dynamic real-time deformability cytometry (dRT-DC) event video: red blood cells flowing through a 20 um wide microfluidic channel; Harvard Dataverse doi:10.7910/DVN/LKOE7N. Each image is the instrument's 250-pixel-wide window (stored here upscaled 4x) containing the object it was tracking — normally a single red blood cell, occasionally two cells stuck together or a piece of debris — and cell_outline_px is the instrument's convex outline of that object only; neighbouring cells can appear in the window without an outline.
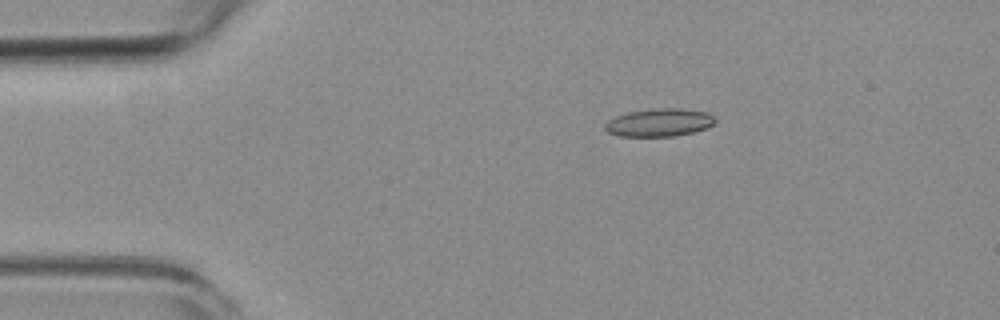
{"species": "common noctule bat (a hibernating species)", "species_latin": "Nyctalus noctula", "temperature_condition": "room temperature", "stored_images_in_passage": 4, "camera_frame_rate_fps": 3000, "um_per_image_px": 0.085, "animal": {"sex": "female", "body_mass_g": 19.3, "forearm_length_mm": 54.1}, "frame": {"image": 1, "passage_image": 1, "time_ms": 0.0, "image_size_px": [1000, 320], "cell_outline_px": [[716, 120], [712, 124], [704, 128], [692, 132], [676, 136], [620, 136], [608, 132], [604, 128], [604, 124], [608, 120], [616, 116], [628, 112], [656, 108], [676, 108], [708, 112]], "centroid_in_image_um": [56.0, 10.41], "position_along_channel_um": 29.0, "area_um2": 17.74}}
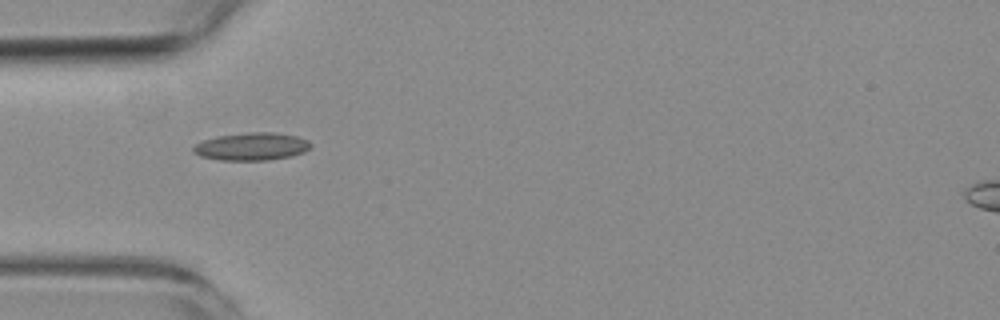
{"frame": {"image": 2, "passage_image": 3, "time_ms": 2.333, "image_size_px": [1000, 320], "cell_outline_px": [[312, 148], [304, 152], [292, 156], [268, 160], [220, 160], [200, 156], [192, 152], [192, 148], [196, 144], [204, 140], [216, 136], [252, 132], [272, 132], [296, 136], [308, 140], [312, 144]], "centroid_in_image_um": [21.41, 12.46], "position_along_channel_um": 63.6, "area_um2": 19.02}}
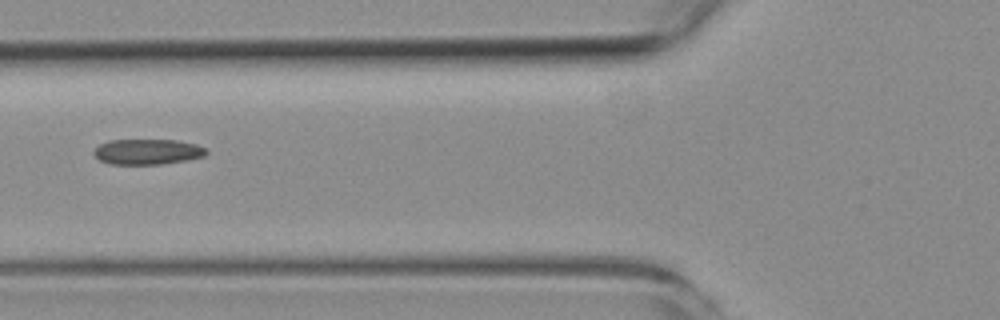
{"frame": {"image": 3, "passage_image": 4, "time_ms": 3.667, "image_size_px": [1000, 320], "cell_outline_px": [[208, 152], [204, 156], [188, 160], [160, 164], [108, 164], [100, 160], [92, 152], [100, 144], [108, 140], [176, 140], [196, 144], [204, 148]], "centroid_in_image_um": [12.53, 12.9], "position_along_channel_um": 113.3, "area_um2": 16.65}}